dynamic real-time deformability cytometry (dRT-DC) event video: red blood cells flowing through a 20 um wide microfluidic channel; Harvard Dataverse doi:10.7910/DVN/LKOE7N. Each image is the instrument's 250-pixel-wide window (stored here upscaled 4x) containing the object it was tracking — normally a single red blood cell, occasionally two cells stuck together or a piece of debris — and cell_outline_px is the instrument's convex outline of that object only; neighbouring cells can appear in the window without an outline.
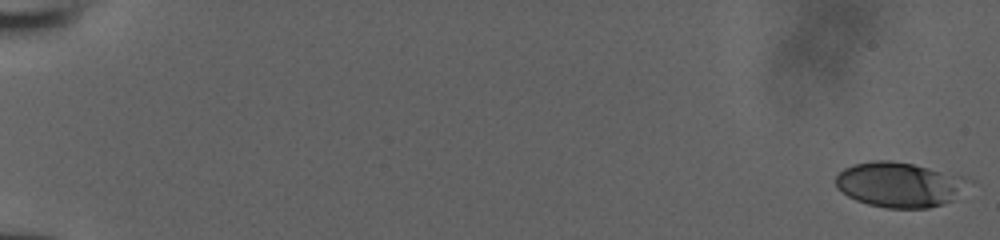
{"species": "human", "species_latin": "Homo sapiens", "temperature_condition": "room temperature", "stored_images_in_passage": 53, "camera_frame_rate_fps": 3000, "um_per_image_px": 0.085, "donor": {"sex": "male"}, "frame": {"image": 1, "passage_image": 1, "time_ms": 0.0, "image_size_px": [1000, 240], "cell_outline_px": [[964, 180], [952, 200], [928, 208], [884, 208], [868, 204], [856, 200], [848, 196], [836, 188], [836, 176], [844, 168], [856, 164], [872, 160], [888, 160], [912, 164], [960, 176]], "centroid_in_image_um": [76.28, 15.7], "position_along_channel_um": 8.7, "area_um2": 33.64}}
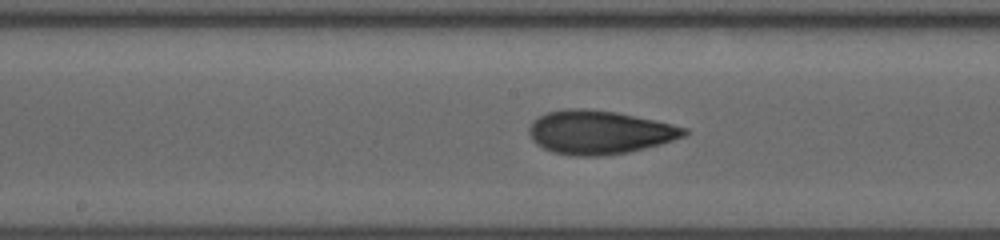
{"frame": {"image": 2, "passage_image": 30, "time_ms": 9.667, "image_size_px": [1000, 240], "cell_outline_px": [[688, 132], [684, 136], [660, 144], [628, 152], [600, 156], [576, 156], [552, 152], [536, 144], [532, 140], [528, 132], [528, 128], [532, 120], [548, 112], [564, 108], [588, 108], [616, 112], [672, 124], [688, 128]], "centroid_in_image_um": [50.91, 11.23], "position_along_channel_um": 197.3, "area_um2": 39.42}}
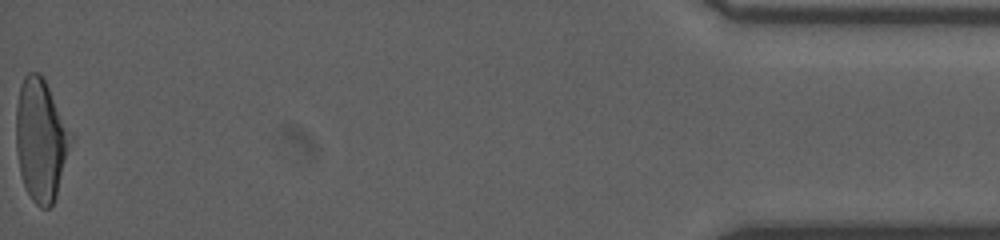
{"frame": {"image": 3, "passage_image": 53, "time_ms": 17.333, "image_size_px": [1000, 240], "cell_outline_px": [[72, 136], [56, 196], [52, 204], [48, 208], [40, 208], [32, 200], [24, 188], [20, 172], [16, 148], [16, 104], [20, 84], [24, 76], [28, 72], [40, 72], [44, 76], [72, 132]], "centroid_in_image_um": [3.45, 11.84], "position_along_channel_um": 431.7, "area_um2": 39.19}}